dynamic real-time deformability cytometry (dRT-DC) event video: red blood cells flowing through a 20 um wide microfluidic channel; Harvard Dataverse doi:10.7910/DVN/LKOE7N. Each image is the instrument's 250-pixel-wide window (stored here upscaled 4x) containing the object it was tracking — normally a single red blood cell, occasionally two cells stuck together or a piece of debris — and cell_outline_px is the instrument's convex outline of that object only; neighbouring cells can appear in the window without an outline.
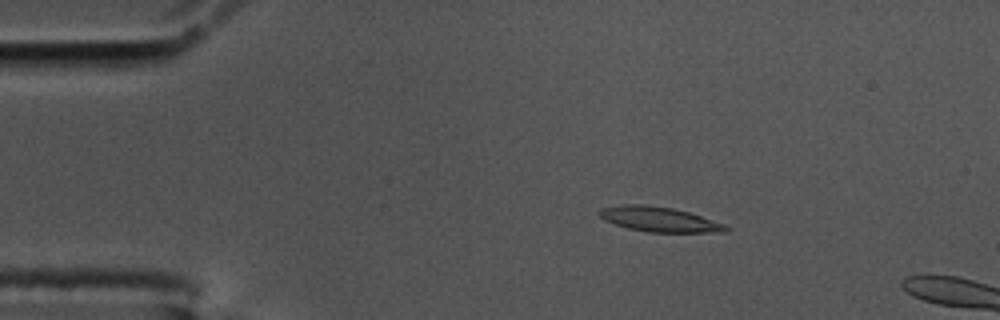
{"species": "common noctule bat (a hibernating species)", "species_latin": "Nyctalus noctula", "temperature_condition": "cold", "stored_images_in_passage": 9, "camera_frame_rate_fps": 3000, "um_per_image_px": 0.085, "animal": {"sex": "male", "body_mass_g": 17.5, "forearm_length_mm": 52.3}, "frame": {"image": 1, "passage_image": 3, "time_ms": 0.667, "image_size_px": [1000, 320], "cell_outline_px": [[732, 228], [728, 232], [648, 232], [628, 228], [604, 220], [596, 212], [600, 208], [620, 204], [644, 204], [672, 208], [688, 212], [724, 224]], "centroid_in_image_um": [56.01, 18.64], "position_along_channel_um": 29.0, "area_um2": 18.38}}